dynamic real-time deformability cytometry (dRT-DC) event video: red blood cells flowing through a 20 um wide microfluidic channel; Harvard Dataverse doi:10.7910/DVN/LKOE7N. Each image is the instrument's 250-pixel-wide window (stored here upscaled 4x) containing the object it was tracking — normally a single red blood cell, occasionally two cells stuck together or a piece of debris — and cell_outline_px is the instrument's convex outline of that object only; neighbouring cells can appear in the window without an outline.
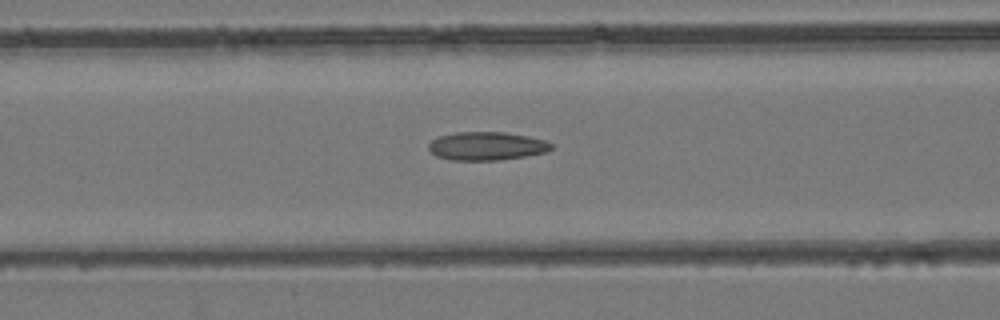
{"species": "common noctule bat (a hibernating species)", "species_latin": "Nyctalus noctula", "temperature_condition": "room temperature", "stored_images_in_passage": 44, "camera_frame_rate_fps": 3000, "um_per_image_px": 0.085, "animal": {"sex": "female", "body_mass_g": 24.6, "forearm_length_mm": 56.2}, "frame": {"image": 1, "passage_image": 18, "time_ms": 5.667, "image_size_px": [1000, 320], "cell_outline_px": [[552, 148], [544, 152], [524, 156], [500, 160], [452, 160], [436, 156], [428, 148], [428, 144], [432, 140], [440, 136], [456, 132], [504, 132], [528, 136], [544, 140], [552, 144]], "centroid_in_image_um": [41.34, 12.41], "position_along_channel_um": 125.3, "area_um2": 20.11}}
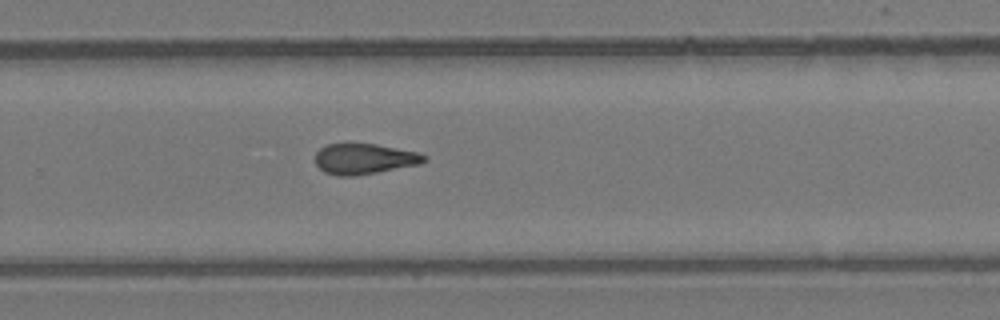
{"frame": {"image": 2, "passage_image": 29, "time_ms": 9.333, "image_size_px": [1000, 320], "cell_outline_px": [[428, 160], [420, 164], [356, 176], [336, 176], [324, 172], [316, 164], [316, 152], [320, 148], [328, 144], [348, 140], [376, 144], [416, 152], [428, 156]], "centroid_in_image_um": [30.93, 13.47], "position_along_channel_um": 298.9, "area_um2": 20.06}}
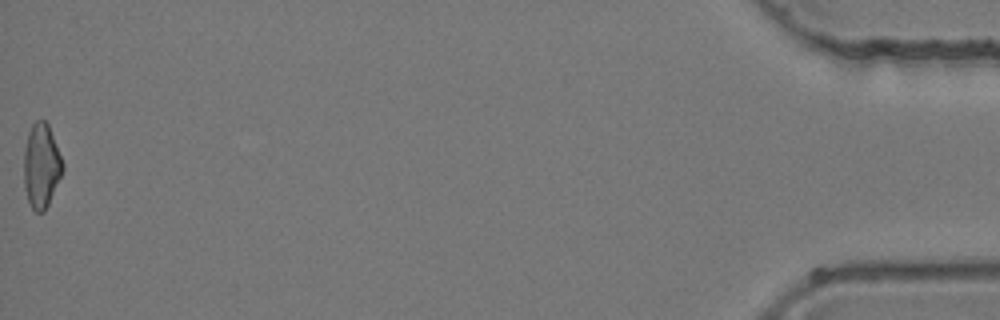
{"frame": {"image": 3, "passage_image": 44, "time_ms": 14.333, "image_size_px": [1000, 320], "cell_outline_px": [[64, 168], [48, 204], [44, 212], [36, 212], [32, 208], [28, 200], [24, 188], [24, 148], [28, 132], [32, 124], [36, 120], [44, 120], [48, 124], [64, 164]], "centroid_in_image_um": [3.5, 14.08], "position_along_channel_um": 431.7, "area_um2": 18.96}}